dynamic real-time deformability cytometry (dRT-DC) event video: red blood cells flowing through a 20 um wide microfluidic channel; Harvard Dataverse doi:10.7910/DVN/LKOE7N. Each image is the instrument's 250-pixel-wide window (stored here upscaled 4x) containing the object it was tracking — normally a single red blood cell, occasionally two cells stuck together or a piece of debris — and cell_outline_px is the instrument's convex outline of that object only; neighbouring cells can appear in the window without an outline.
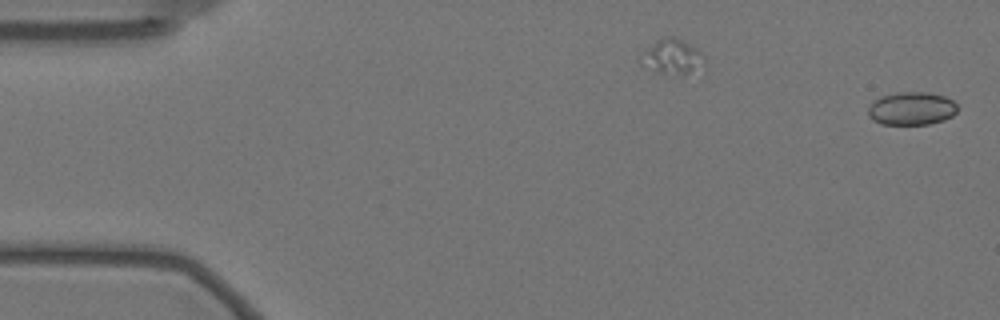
{"species": "Egyptian fruit bat (a non-hibernating species)", "species_latin": "Rousettus aegyptiacus", "temperature_condition": "warm", "stored_images_in_passage": 57, "camera_frame_rate_fps": 3000, "um_per_image_px": 0.085, "animal": {"sex": "female"}, "frame": {"image": 1, "passage_image": 1, "time_ms": 0.0, "image_size_px": [1000, 320], "cell_outline_px": [[956, 112], [952, 116], [944, 120], [928, 124], [880, 124], [872, 120], [868, 116], [868, 108], [880, 96], [896, 92], [928, 92], [944, 96], [952, 100], [956, 104]], "centroid_in_image_um": [77.47, 9.22], "position_along_channel_um": 7.5, "area_um2": 17.22}}
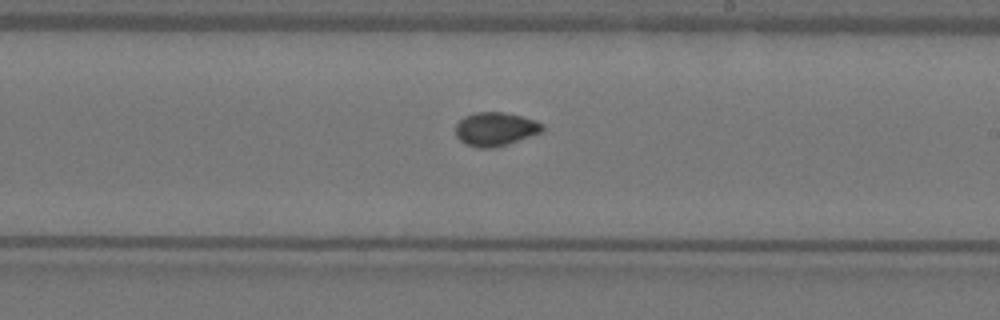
{"frame": {"image": 2, "passage_image": 33, "time_ms": 10.667, "image_size_px": [1000, 320], "cell_outline_px": [[544, 128], [540, 132], [492, 148], [476, 148], [464, 144], [456, 136], [456, 124], [464, 116], [476, 112], [504, 112], [524, 116], [536, 120], [544, 124]], "centroid_in_image_um": [42.08, 10.95], "position_along_channel_um": 246.9, "area_um2": 16.94}}
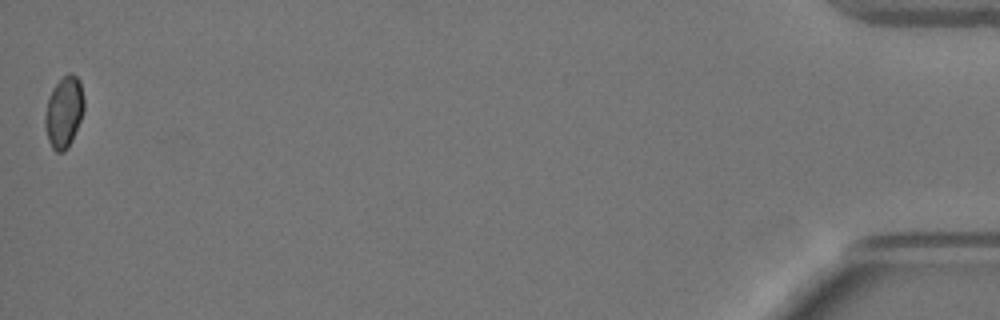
{"frame": {"image": 3, "passage_image": 57, "time_ms": 18.667, "image_size_px": [1000, 320], "cell_outline_px": [[84, 112], [72, 140], [68, 148], [64, 152], [56, 152], [52, 148], [48, 140], [44, 124], [44, 116], [48, 100], [52, 88], [68, 72], [72, 72], [80, 80], [84, 96]], "centroid_in_image_um": [5.45, 9.52], "position_along_channel_um": 429.8, "area_um2": 16.42}, "authors_computed_cell_mechanics": {"area_um2": 16.762, "velocity_mm_per_s": 3.5066, "shape_relaxation_time_tau1_ms": 6.0704, "shape_relaxation_time_tau2_ms": null, "deformation_change_tau1": 0.1032, "deformation_change_tau2": null}}